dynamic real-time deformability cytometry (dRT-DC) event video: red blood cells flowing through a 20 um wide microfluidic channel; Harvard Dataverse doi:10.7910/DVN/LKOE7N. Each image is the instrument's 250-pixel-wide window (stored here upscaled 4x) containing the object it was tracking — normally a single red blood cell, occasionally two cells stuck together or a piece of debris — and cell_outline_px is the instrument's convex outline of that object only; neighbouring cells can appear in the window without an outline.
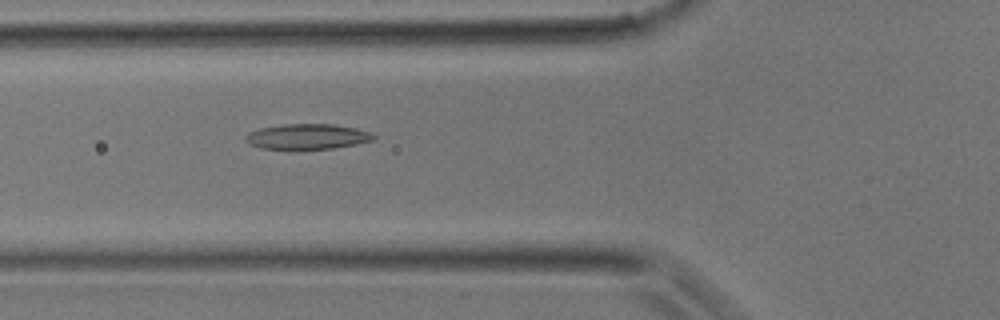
{"species": "common noctule bat (a hibernating species)", "species_latin": "Nyctalus noctula", "temperature_condition": "room temperature", "stored_images_in_passage": 28, "camera_frame_rate_fps": 3000, "um_per_image_px": 0.085, "animal": {"sex": "male", "body_mass_g": 17.9}, "frame": {"image": 1, "passage_image": 5, "time_ms": 1.333, "image_size_px": [1000, 320], "cell_outline_px": [[376, 136], [372, 140], [356, 144], [332, 148], [260, 148], [244, 140], [244, 136], [248, 132], [260, 128], [284, 124], [332, 124], [356, 128], [368, 132]], "centroid_in_image_um": [26.09, 11.59], "position_along_channel_um": 99.7, "area_um2": 18.5}}
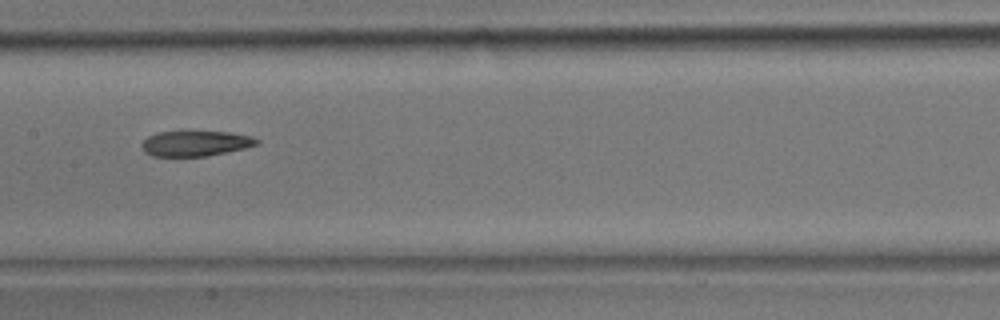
{"frame": {"image": 2, "passage_image": 10, "time_ms": 3.0, "image_size_px": [1000, 320], "cell_outline_px": [[260, 144], [244, 148], [204, 156], [152, 156], [144, 152], [140, 144], [148, 136], [160, 132], [232, 132], [252, 136], [260, 140]], "centroid_in_image_um": [16.62, 12.19], "position_along_channel_um": 190.8, "area_um2": 16.88}}
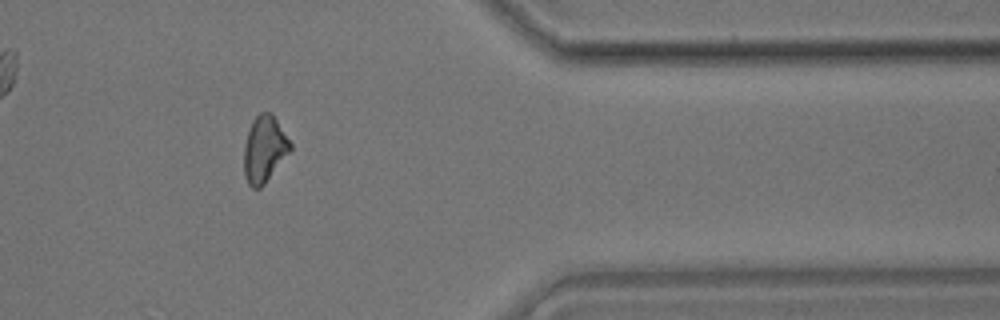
{"frame": {"image": 3, "passage_image": 22, "time_ms": 7.0, "image_size_px": [1000, 320], "cell_outline_px": [[292, 148], [264, 184], [260, 188], [252, 188], [248, 184], [244, 176], [244, 144], [252, 120], [260, 112], [272, 112], [292, 144]], "centroid_in_image_um": [22.46, 12.66], "position_along_channel_um": 388.9, "area_um2": 17.86}}